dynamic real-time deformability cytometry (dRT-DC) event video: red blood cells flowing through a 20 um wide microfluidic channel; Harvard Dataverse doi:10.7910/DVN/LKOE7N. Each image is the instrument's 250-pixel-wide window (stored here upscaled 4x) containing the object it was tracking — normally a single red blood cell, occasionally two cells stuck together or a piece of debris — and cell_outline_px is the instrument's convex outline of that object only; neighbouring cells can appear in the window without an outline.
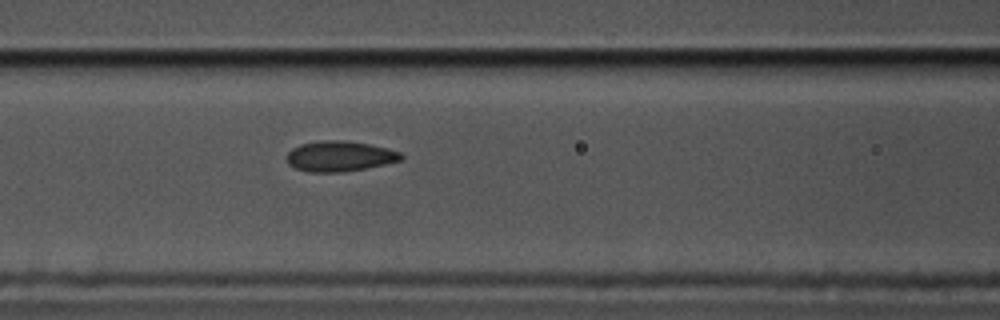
{"species": "common noctule bat (a hibernating species)", "species_latin": "Nyctalus noctula", "temperature_condition": "cold", "stored_images_in_passage": 31, "camera_frame_rate_fps": 3000, "um_per_image_px": 0.085, "animal": {"sex": "male", "body_mass_g": 17.5, "forearm_length_mm": 52.3}, "frame": {"image": 1, "passage_image": 8, "time_ms": 2.333, "image_size_px": [1000, 320], "cell_outline_px": [[404, 160], [344, 172], [312, 172], [296, 168], [288, 164], [284, 156], [292, 148], [300, 144], [320, 140], [344, 140], [368, 144], [388, 148], [400, 152], [404, 156]], "centroid_in_image_um": [28.86, 13.27], "position_along_channel_um": 137.7, "area_um2": 20.4}}
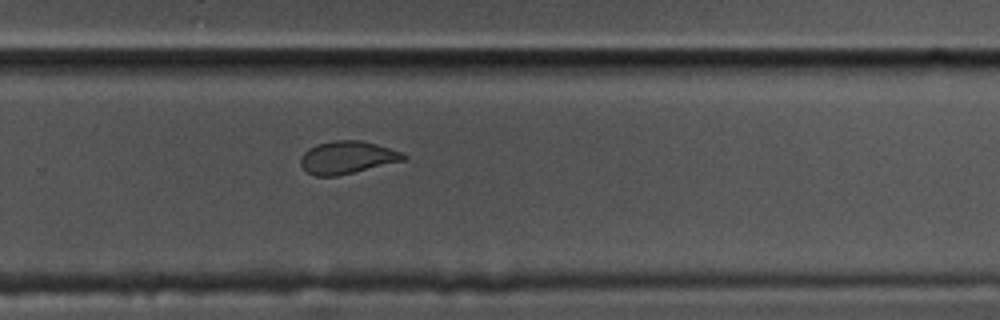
{"frame": {"image": 2, "passage_image": 22, "time_ms": 7.0, "image_size_px": [1000, 320], "cell_outline_px": [[408, 160], [336, 176], [316, 176], [308, 172], [300, 164], [300, 160], [304, 152], [308, 148], [316, 144], [332, 140], [360, 140], [376, 144], [400, 152], [408, 156]], "centroid_in_image_um": [29.52, 13.38], "position_along_channel_um": 300.3, "area_um2": 19.59}}
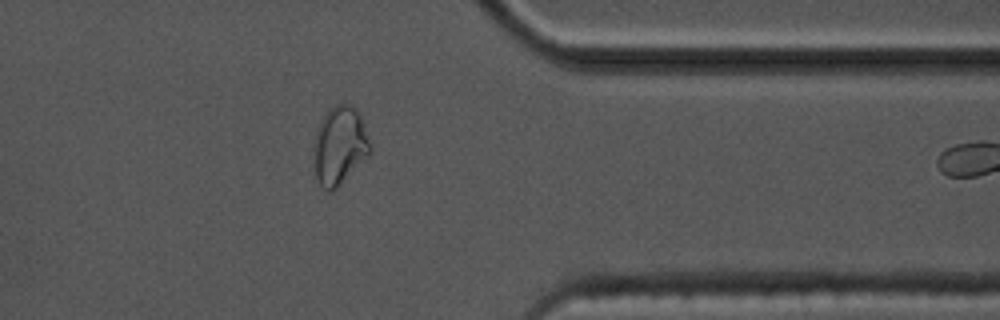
{"frame": {"image": 3, "passage_image": 30, "time_ms": 9.667, "image_size_px": [1000, 320], "cell_outline_px": [[372, 152], [332, 192], [328, 192], [320, 184], [316, 176], [316, 132], [324, 116], [336, 104], [352, 104], [360, 112], [372, 144]], "centroid_in_image_um": [28.95, 12.35], "position_along_channel_um": 382.4, "area_um2": 25.26}}